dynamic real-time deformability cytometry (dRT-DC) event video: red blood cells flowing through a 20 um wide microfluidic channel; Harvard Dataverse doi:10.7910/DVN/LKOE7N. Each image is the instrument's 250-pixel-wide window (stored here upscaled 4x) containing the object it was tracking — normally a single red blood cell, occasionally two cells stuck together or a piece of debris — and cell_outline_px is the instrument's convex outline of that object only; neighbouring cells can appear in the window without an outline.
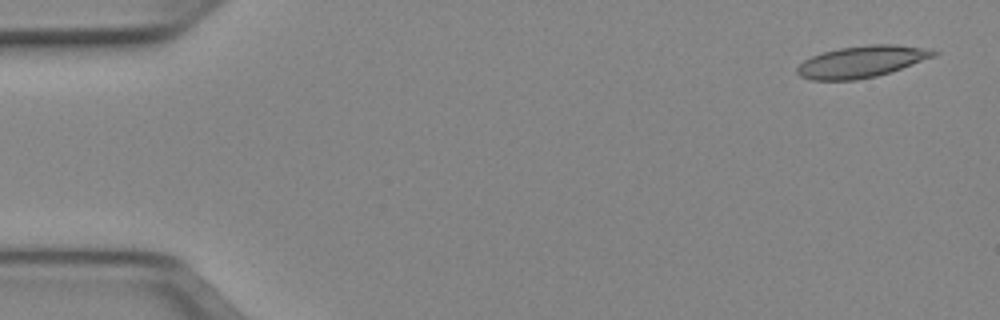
{"species": "Egyptian fruit bat (a non-hibernating species)", "species_latin": "Rousettus aegyptiacus", "temperature_condition": "cold", "stored_images_in_passage": 6, "camera_frame_rate_fps": 3000, "um_per_image_px": 0.085, "animal": {"sex": "female"}, "frame": {"image": 1, "passage_image": 1, "time_ms": 0.0, "image_size_px": [1000, 320], "cell_outline_px": [[940, 52], [936, 56], [876, 76], [856, 80], [812, 80], [800, 76], [796, 72], [796, 68], [804, 60], [820, 52], [840, 48], [868, 44], [896, 44], [920, 48]], "centroid_in_image_um": [73.19, 5.24], "position_along_channel_um": 11.8, "area_um2": 24.97}}
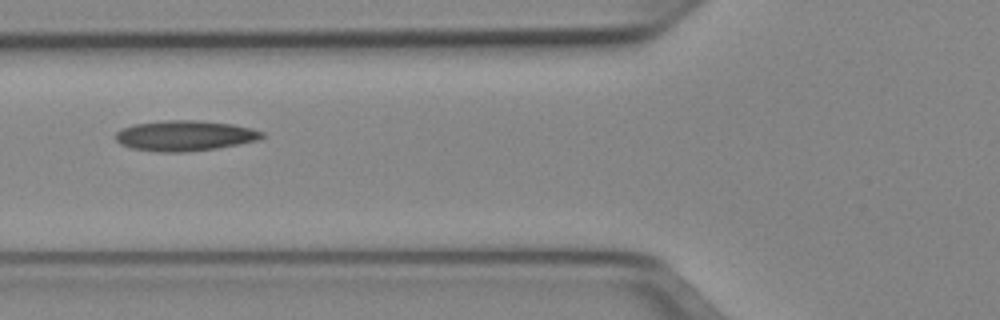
{"frame": {"image": 2, "passage_image": 6, "time_ms": 1.667, "image_size_px": [1000, 320], "cell_outline_px": [[264, 136], [260, 140], [216, 148], [184, 152], [156, 152], [132, 148], [120, 144], [116, 140], [116, 132], [120, 128], [132, 124], [168, 120], [200, 120], [232, 124], [252, 128], [264, 132]], "centroid_in_image_um": [15.7, 11.53], "position_along_channel_um": 110.1, "area_um2": 26.13}}